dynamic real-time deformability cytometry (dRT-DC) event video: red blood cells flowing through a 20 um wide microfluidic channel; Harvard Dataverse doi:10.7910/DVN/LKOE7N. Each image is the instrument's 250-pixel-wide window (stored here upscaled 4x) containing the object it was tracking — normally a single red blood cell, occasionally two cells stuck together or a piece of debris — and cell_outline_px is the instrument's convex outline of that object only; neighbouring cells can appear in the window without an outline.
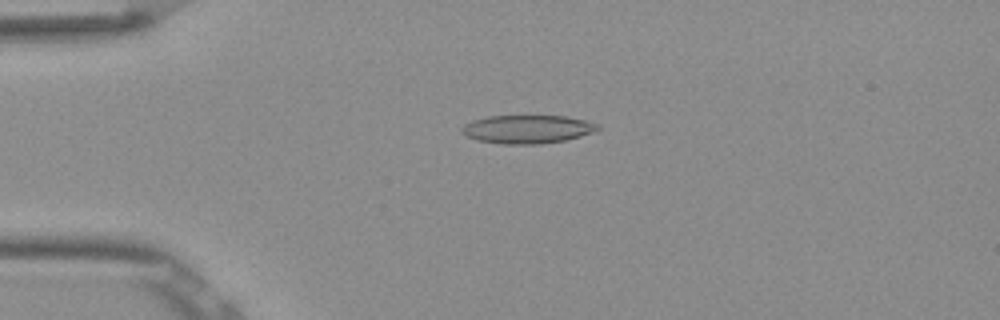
{"species": "Egyptian fruit bat (a non-hibernating species)", "species_latin": "Rousettus aegyptiacus", "temperature_condition": "room temperature", "stored_images_in_passage": 53, "camera_frame_rate_fps": 3000, "um_per_image_px": 0.085, "frame": {"image": 1, "passage_image": 13, "time_ms": 4.0, "image_size_px": [1000, 320], "cell_outline_px": [[600, 128], [592, 132], [580, 136], [564, 140], [540, 144], [500, 144], [476, 140], [464, 136], [460, 132], [460, 128], [464, 124], [472, 120], [488, 116], [564, 116], [584, 120], [600, 124]], "centroid_in_image_um": [44.76, 10.98], "position_along_channel_um": 40.2, "area_um2": 22.6}}
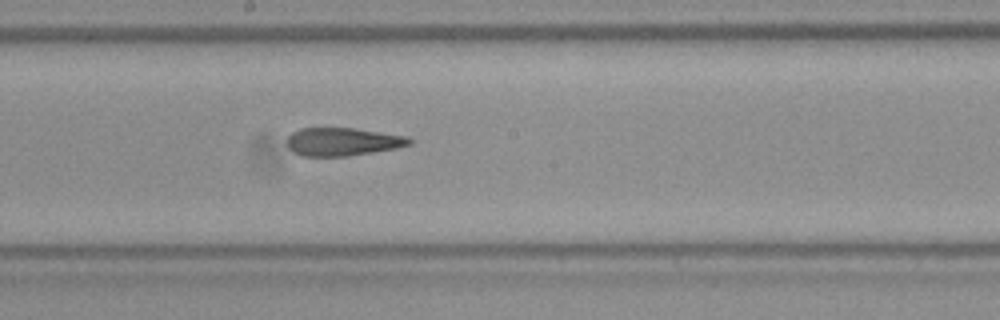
{"frame": {"image": 2, "passage_image": 29, "time_ms": 9.333, "image_size_px": [1000, 320], "cell_outline_px": [[412, 144], [396, 148], [348, 156], [300, 156], [292, 152], [288, 148], [288, 136], [292, 132], [300, 128], [356, 128], [408, 136], [412, 140]], "centroid_in_image_um": [29.12, 12.04], "position_along_channel_um": 219.1, "area_um2": 20.17}}
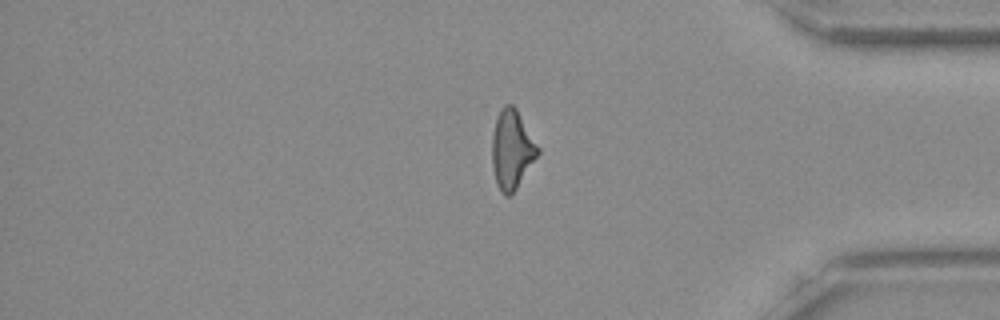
{"frame": {"image": 3, "passage_image": 44, "time_ms": 14.333, "image_size_px": [1000, 320], "cell_outline_px": [[540, 152], [516, 188], [508, 196], [504, 196], [500, 192], [496, 184], [492, 168], [492, 136], [496, 120], [500, 108], [504, 104], [512, 104], [516, 108], [540, 148]], "centroid_in_image_um": [43.5, 12.7], "position_along_channel_um": 391.7, "area_um2": 21.04}, "authors_computed_cell_mechanics": {"area_um2": 21.5016, "velocity_mm_per_s": 3.9004, "shape_relaxation_time_tau1_ms": null, "shape_relaxation_time_tau2_ms": 3.1077, "deformation_change_tau1": null, "deformation_change_tau2": 0.1479}}